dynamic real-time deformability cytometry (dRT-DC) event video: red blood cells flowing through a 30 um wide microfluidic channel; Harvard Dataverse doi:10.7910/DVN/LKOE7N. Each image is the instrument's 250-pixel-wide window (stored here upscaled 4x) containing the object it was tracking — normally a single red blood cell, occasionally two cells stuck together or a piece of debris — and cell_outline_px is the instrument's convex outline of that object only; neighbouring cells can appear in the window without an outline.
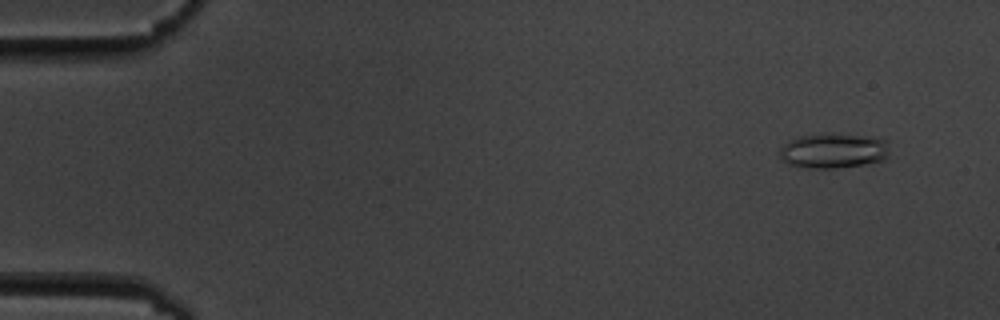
{"species": "common noctule bat (a hibernating species)", "species_latin": "Nyctalus noctula", "temperature_condition": "cold", "stored_images_in_passage": 7, "camera_frame_rate_fps": 3000, "um_per_image_px": 0.085, "animal": {"sex": "male", "body_mass_g": 19.5, "forearm_length_mm": 54.6}, "frame": {"image": 1, "passage_image": 2, "time_ms": 1.333, "image_size_px": [1000, 320], "cell_outline_px": [[888, 156], [884, 160], [864, 164], [836, 168], [804, 168], [788, 164], [780, 156], [780, 148], [784, 144], [800, 136], [824, 132], [880, 136], [888, 140]], "centroid_in_image_um": [70.91, 12.78], "position_along_channel_um": 14.1, "area_um2": 23.0}}
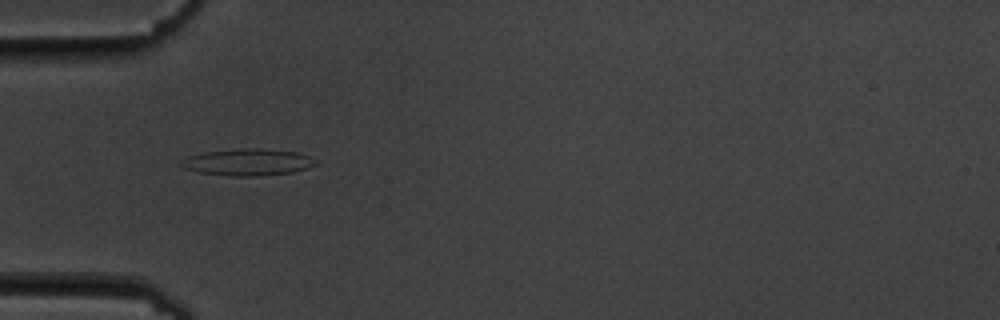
{"frame": {"image": 2, "passage_image": 6, "time_ms": 6.0, "image_size_px": [1000, 320], "cell_outline_px": [[320, 164], [308, 168], [292, 172], [252, 176], [228, 176], [196, 172], [184, 168], [180, 164], [188, 156], [204, 152], [240, 148], [256, 148], [296, 152], [308, 156], [316, 160]], "centroid_in_image_um": [21.07, 13.79], "position_along_channel_um": 63.9, "area_um2": 20.92}}